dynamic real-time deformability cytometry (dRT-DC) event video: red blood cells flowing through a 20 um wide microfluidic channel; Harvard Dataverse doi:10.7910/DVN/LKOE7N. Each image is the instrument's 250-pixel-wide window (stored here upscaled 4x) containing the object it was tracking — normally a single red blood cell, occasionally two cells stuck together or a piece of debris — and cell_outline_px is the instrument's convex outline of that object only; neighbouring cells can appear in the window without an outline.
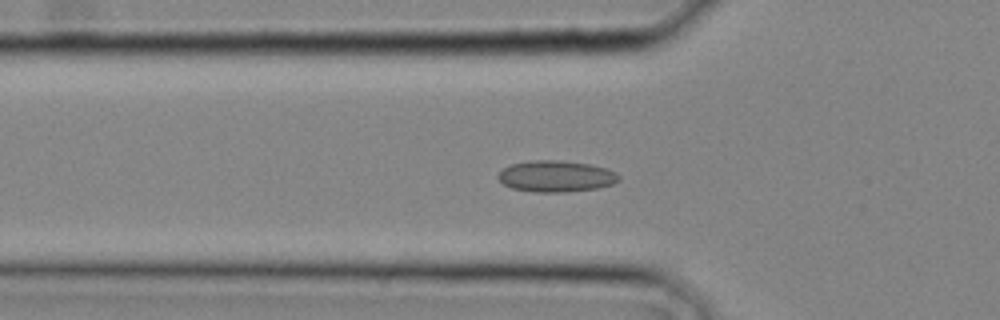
{"species": "common noctule bat (a hibernating species)", "species_latin": "Nyctalus noctula", "temperature_condition": "cold", "stored_images_in_passage": 12, "camera_frame_rate_fps": 3000, "um_per_image_px": 0.085, "animal": {"sex": "male", "body_mass_g": 20.4}, "frame": {"image": 1, "passage_image": 10, "time_ms": 3.0, "image_size_px": [1000, 320], "cell_outline_px": [[620, 180], [612, 184], [596, 188], [560, 192], [536, 192], [512, 188], [504, 184], [500, 180], [500, 172], [508, 164], [532, 160], [560, 160], [588, 164], [608, 168], [616, 172], [620, 176]], "centroid_in_image_um": [47.29, 14.97], "position_along_channel_um": 78.5, "area_um2": 21.91}}